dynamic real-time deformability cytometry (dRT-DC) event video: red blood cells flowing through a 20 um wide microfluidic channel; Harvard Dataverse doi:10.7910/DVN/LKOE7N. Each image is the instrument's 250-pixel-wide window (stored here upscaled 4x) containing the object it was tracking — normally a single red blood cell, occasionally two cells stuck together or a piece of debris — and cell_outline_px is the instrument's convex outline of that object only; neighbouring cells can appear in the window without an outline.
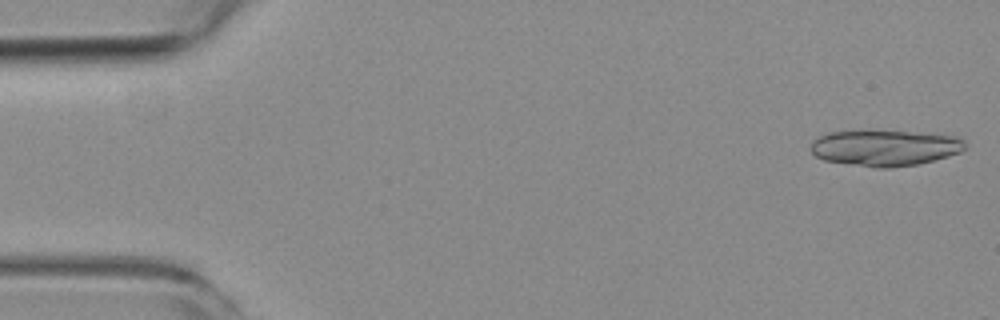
{"species": "common noctule bat (a hibernating species)", "species_latin": "Nyctalus noctula", "temperature_condition": "room temperature", "stored_images_in_passage": 4, "camera_frame_rate_fps": 3000, "um_per_image_px": 0.085, "animal": {"sex": "female", "body_mass_g": 19.3, "forearm_length_mm": 54.1}, "frame": {"image": 1, "passage_image": 1, "time_ms": 0.0, "image_size_px": [1000, 320], "cell_outline_px": [[964, 148], [960, 152], [948, 156], [920, 164], [892, 168], [876, 168], [824, 160], [816, 156], [808, 148], [812, 140], [828, 132], [908, 132], [956, 136], [964, 140]], "centroid_in_image_um": [75.19, 12.59], "position_along_channel_um": 9.8, "area_um2": 31.96}}